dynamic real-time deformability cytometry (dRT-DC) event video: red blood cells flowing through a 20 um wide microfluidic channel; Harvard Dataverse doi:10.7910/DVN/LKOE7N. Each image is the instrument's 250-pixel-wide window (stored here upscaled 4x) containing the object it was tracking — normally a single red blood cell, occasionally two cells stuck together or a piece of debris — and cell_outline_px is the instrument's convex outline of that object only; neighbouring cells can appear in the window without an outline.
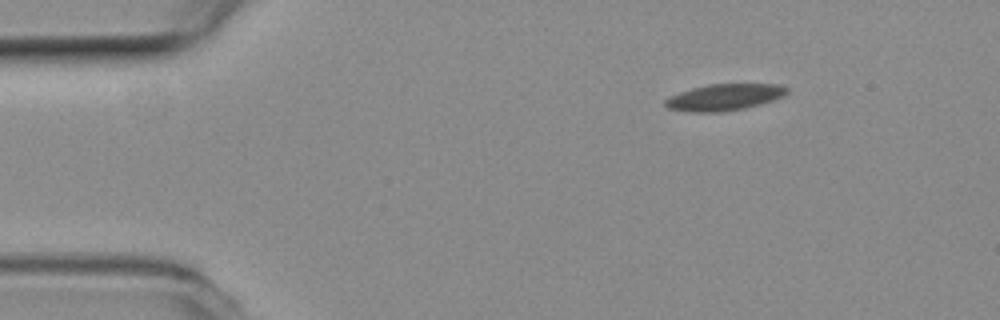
{"species": "common noctule bat (a hibernating species)", "species_latin": "Nyctalus noctula", "temperature_condition": "room temperature", "stored_images_in_passage": 23, "camera_frame_rate_fps": 3000, "um_per_image_px": 0.085, "animal": {"sex": "female", "body_mass_g": 19.3, "forearm_length_mm": 54.1}, "frame": {"image": 1, "passage_image": 1, "time_ms": 0.0, "image_size_px": [1000, 320], "cell_outline_px": [[788, 92], [784, 96], [760, 104], [744, 108], [720, 112], [692, 112], [668, 108], [664, 104], [664, 100], [680, 92], [692, 88], [708, 84], [780, 84], [788, 88]], "centroid_in_image_um": [61.59, 8.26], "position_along_channel_um": 23.4, "area_um2": 18.67}}
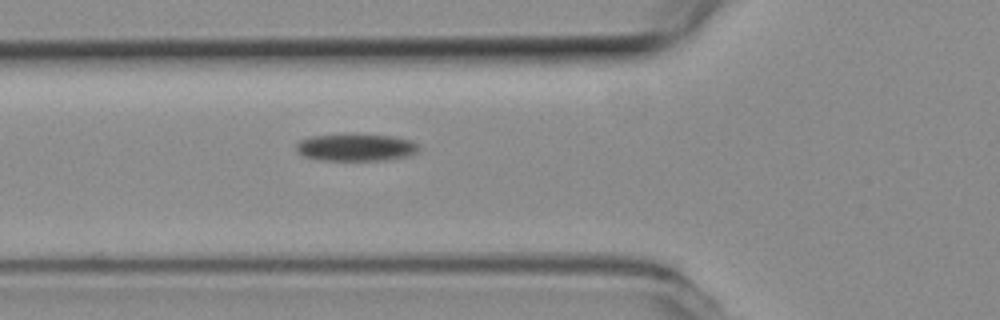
{"frame": {"image": 2, "passage_image": 13, "time_ms": 4.0, "image_size_px": [1000, 320], "cell_outline_px": [[420, 144], [416, 152], [408, 156], [384, 160], [320, 160], [304, 156], [296, 152], [296, 144], [300, 140], [312, 136], [392, 136], [412, 140]], "centroid_in_image_um": [30.26, 12.56], "position_along_channel_um": 95.5, "area_um2": 18.9}}
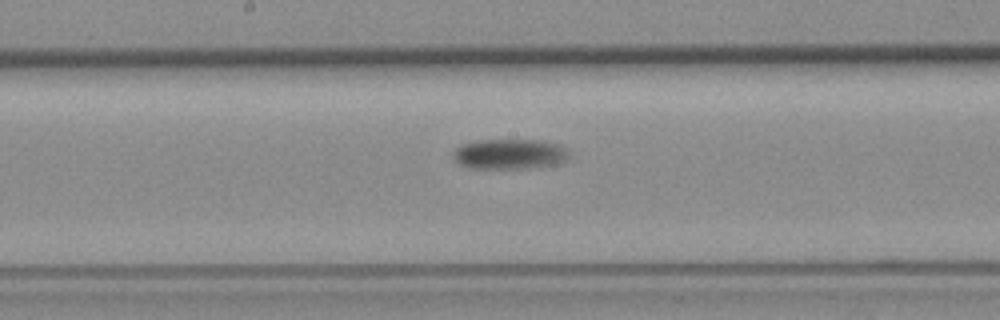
{"frame": {"image": 3, "passage_image": 22, "time_ms": 7.0, "image_size_px": [1000, 320], "cell_outline_px": [[568, 160], [556, 164], [528, 168], [468, 168], [460, 164], [452, 156], [452, 152], [460, 144], [480, 140], [540, 140], [556, 144], [564, 148], [568, 152]], "centroid_in_image_um": [43.28, 13.09], "position_along_channel_um": 204.9, "area_um2": 20.35}}